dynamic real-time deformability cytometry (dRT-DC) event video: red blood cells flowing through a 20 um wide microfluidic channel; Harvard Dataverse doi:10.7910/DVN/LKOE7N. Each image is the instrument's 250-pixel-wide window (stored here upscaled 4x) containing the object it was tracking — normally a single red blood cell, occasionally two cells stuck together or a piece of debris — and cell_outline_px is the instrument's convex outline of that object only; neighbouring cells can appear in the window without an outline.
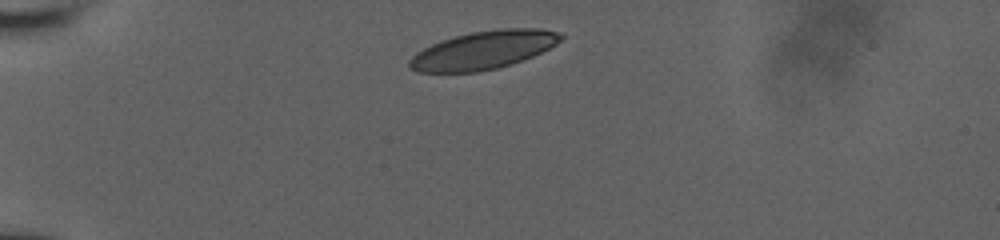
{"species": "human", "species_latin": "Homo sapiens", "temperature_condition": "room temperature", "stored_images_in_passage": 3, "camera_frame_rate_fps": 3000, "um_per_image_px": 0.085, "donor": {"sex": "male"}, "frame": {"image": 1, "passage_image": 1, "time_ms": 0.0, "image_size_px": [1000, 240], "cell_outline_px": [[564, 36], [556, 44], [532, 56], [512, 64], [496, 68], [476, 72], [416, 72], [408, 68], [408, 60], [416, 52], [432, 44], [456, 36], [472, 32], [500, 28], [540, 28], [560, 32]], "centroid_in_image_um": [41.08, 4.26], "position_along_channel_um": 43.9, "area_um2": 33.52}}
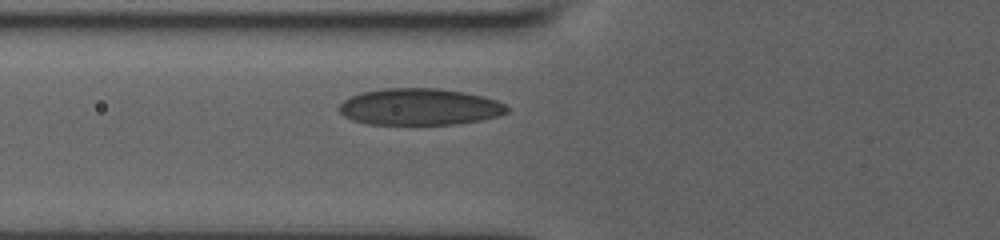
{"frame": {"image": 2, "passage_image": 3, "time_ms": 2.333, "image_size_px": [1000, 240], "cell_outline_px": [[508, 112], [500, 116], [480, 120], [456, 124], [368, 124], [352, 120], [344, 116], [336, 108], [344, 100], [360, 92], [380, 88], [440, 88], [464, 92], [484, 96], [496, 100], [504, 104], [508, 108]], "centroid_in_image_um": [35.65, 9.07], "position_along_channel_um": 90.1, "area_um2": 36.13}}